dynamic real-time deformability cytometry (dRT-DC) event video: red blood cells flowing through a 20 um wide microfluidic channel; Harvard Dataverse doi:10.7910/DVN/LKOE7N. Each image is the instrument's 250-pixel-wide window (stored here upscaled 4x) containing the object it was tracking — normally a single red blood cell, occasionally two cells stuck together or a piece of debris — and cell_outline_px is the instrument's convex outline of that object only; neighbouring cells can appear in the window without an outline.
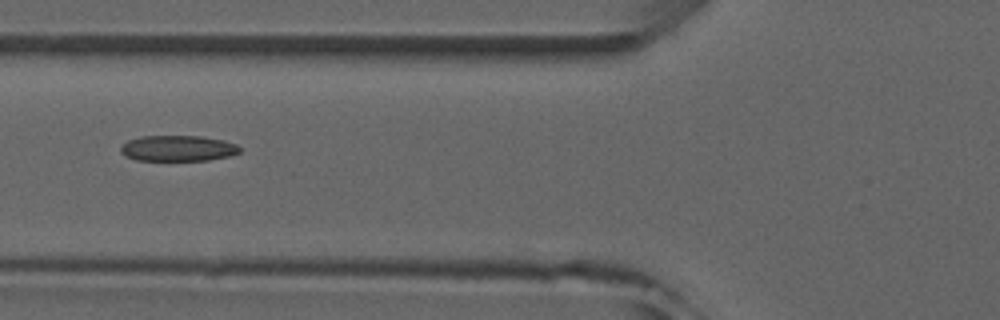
{"species": "common noctule bat (a hibernating species)", "species_latin": "Nyctalus noctula", "temperature_condition": "room temperature", "stored_images_in_passage": 4, "camera_frame_rate_fps": 3000, "um_per_image_px": 0.085, "animal": {"sex": "male", "forearm_length_mm": 52.5}, "frame": {"image": 1, "passage_image": 4, "time_ms": 3.333, "image_size_px": [1000, 320], "cell_outline_px": [[240, 152], [228, 156], [208, 160], [136, 160], [124, 156], [120, 152], [120, 144], [128, 140], [140, 136], [200, 136], [224, 140], [236, 144], [240, 148]], "centroid_in_image_um": [15.07, 12.6], "position_along_channel_um": 110.7, "area_um2": 17.98}}